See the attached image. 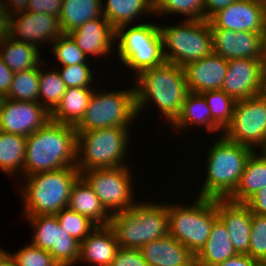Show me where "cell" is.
Wrapping results in <instances>:
<instances>
[{
	"instance_id": "9",
	"label": "cell",
	"mask_w": 266,
	"mask_h": 266,
	"mask_svg": "<svg viewBox=\"0 0 266 266\" xmlns=\"http://www.w3.org/2000/svg\"><path fill=\"white\" fill-rule=\"evenodd\" d=\"M130 89V90H129ZM136 114L135 88L92 93L89 104L76 131H89L106 127H129Z\"/></svg>"
},
{
	"instance_id": "30",
	"label": "cell",
	"mask_w": 266,
	"mask_h": 266,
	"mask_svg": "<svg viewBox=\"0 0 266 266\" xmlns=\"http://www.w3.org/2000/svg\"><path fill=\"white\" fill-rule=\"evenodd\" d=\"M102 0H63L59 23L63 34H68L88 20L102 16Z\"/></svg>"
},
{
	"instance_id": "36",
	"label": "cell",
	"mask_w": 266,
	"mask_h": 266,
	"mask_svg": "<svg viewBox=\"0 0 266 266\" xmlns=\"http://www.w3.org/2000/svg\"><path fill=\"white\" fill-rule=\"evenodd\" d=\"M211 111L212 121L224 131L230 124L236 100L222 90L201 93Z\"/></svg>"
},
{
	"instance_id": "22",
	"label": "cell",
	"mask_w": 266,
	"mask_h": 266,
	"mask_svg": "<svg viewBox=\"0 0 266 266\" xmlns=\"http://www.w3.org/2000/svg\"><path fill=\"white\" fill-rule=\"evenodd\" d=\"M119 248L112 229L97 226L81 243L78 262L94 266H109Z\"/></svg>"
},
{
	"instance_id": "38",
	"label": "cell",
	"mask_w": 266,
	"mask_h": 266,
	"mask_svg": "<svg viewBox=\"0 0 266 266\" xmlns=\"http://www.w3.org/2000/svg\"><path fill=\"white\" fill-rule=\"evenodd\" d=\"M60 227L80 243L92 232L97 225L88 217L81 215L68 207L56 214Z\"/></svg>"
},
{
	"instance_id": "7",
	"label": "cell",
	"mask_w": 266,
	"mask_h": 266,
	"mask_svg": "<svg viewBox=\"0 0 266 266\" xmlns=\"http://www.w3.org/2000/svg\"><path fill=\"white\" fill-rule=\"evenodd\" d=\"M117 40L119 60L126 68L135 70L136 75L166 62L159 26L154 23L122 26L115 30Z\"/></svg>"
},
{
	"instance_id": "6",
	"label": "cell",
	"mask_w": 266,
	"mask_h": 266,
	"mask_svg": "<svg viewBox=\"0 0 266 266\" xmlns=\"http://www.w3.org/2000/svg\"><path fill=\"white\" fill-rule=\"evenodd\" d=\"M192 205L167 204L168 234L196 255L218 219L217 199L195 197ZM182 205V206H181Z\"/></svg>"
},
{
	"instance_id": "31",
	"label": "cell",
	"mask_w": 266,
	"mask_h": 266,
	"mask_svg": "<svg viewBox=\"0 0 266 266\" xmlns=\"http://www.w3.org/2000/svg\"><path fill=\"white\" fill-rule=\"evenodd\" d=\"M4 64L14 73L28 71L44 65L40 58L39 47L16 41L11 37L0 46Z\"/></svg>"
},
{
	"instance_id": "2",
	"label": "cell",
	"mask_w": 266,
	"mask_h": 266,
	"mask_svg": "<svg viewBox=\"0 0 266 266\" xmlns=\"http://www.w3.org/2000/svg\"><path fill=\"white\" fill-rule=\"evenodd\" d=\"M136 114L153 101L169 124L179 116L182 104L189 93L183 67L173 63L148 68L135 75Z\"/></svg>"
},
{
	"instance_id": "16",
	"label": "cell",
	"mask_w": 266,
	"mask_h": 266,
	"mask_svg": "<svg viewBox=\"0 0 266 266\" xmlns=\"http://www.w3.org/2000/svg\"><path fill=\"white\" fill-rule=\"evenodd\" d=\"M208 22L211 28L262 33L266 16L258 0H237L213 14Z\"/></svg>"
},
{
	"instance_id": "54",
	"label": "cell",
	"mask_w": 266,
	"mask_h": 266,
	"mask_svg": "<svg viewBox=\"0 0 266 266\" xmlns=\"http://www.w3.org/2000/svg\"><path fill=\"white\" fill-rule=\"evenodd\" d=\"M259 4L263 7L265 16H266V0H258Z\"/></svg>"
},
{
	"instance_id": "3",
	"label": "cell",
	"mask_w": 266,
	"mask_h": 266,
	"mask_svg": "<svg viewBox=\"0 0 266 266\" xmlns=\"http://www.w3.org/2000/svg\"><path fill=\"white\" fill-rule=\"evenodd\" d=\"M253 152L221 135L208 151L206 178L198 197L227 199L235 191Z\"/></svg>"
},
{
	"instance_id": "13",
	"label": "cell",
	"mask_w": 266,
	"mask_h": 266,
	"mask_svg": "<svg viewBox=\"0 0 266 266\" xmlns=\"http://www.w3.org/2000/svg\"><path fill=\"white\" fill-rule=\"evenodd\" d=\"M50 112L39 102L0 98V130L24 137L41 129Z\"/></svg>"
},
{
	"instance_id": "51",
	"label": "cell",
	"mask_w": 266,
	"mask_h": 266,
	"mask_svg": "<svg viewBox=\"0 0 266 266\" xmlns=\"http://www.w3.org/2000/svg\"><path fill=\"white\" fill-rule=\"evenodd\" d=\"M0 266H16V263L10 253L0 248Z\"/></svg>"
},
{
	"instance_id": "46",
	"label": "cell",
	"mask_w": 266,
	"mask_h": 266,
	"mask_svg": "<svg viewBox=\"0 0 266 266\" xmlns=\"http://www.w3.org/2000/svg\"><path fill=\"white\" fill-rule=\"evenodd\" d=\"M245 205L252 213L266 215V187L253 195Z\"/></svg>"
},
{
	"instance_id": "40",
	"label": "cell",
	"mask_w": 266,
	"mask_h": 266,
	"mask_svg": "<svg viewBox=\"0 0 266 266\" xmlns=\"http://www.w3.org/2000/svg\"><path fill=\"white\" fill-rule=\"evenodd\" d=\"M248 255L259 262L266 259V215L252 213Z\"/></svg>"
},
{
	"instance_id": "28",
	"label": "cell",
	"mask_w": 266,
	"mask_h": 266,
	"mask_svg": "<svg viewBox=\"0 0 266 266\" xmlns=\"http://www.w3.org/2000/svg\"><path fill=\"white\" fill-rule=\"evenodd\" d=\"M130 211L141 221L143 245L168 234L167 204L137 202Z\"/></svg>"
},
{
	"instance_id": "35",
	"label": "cell",
	"mask_w": 266,
	"mask_h": 266,
	"mask_svg": "<svg viewBox=\"0 0 266 266\" xmlns=\"http://www.w3.org/2000/svg\"><path fill=\"white\" fill-rule=\"evenodd\" d=\"M4 98L39 102V67L15 72L9 92Z\"/></svg>"
},
{
	"instance_id": "42",
	"label": "cell",
	"mask_w": 266,
	"mask_h": 266,
	"mask_svg": "<svg viewBox=\"0 0 266 266\" xmlns=\"http://www.w3.org/2000/svg\"><path fill=\"white\" fill-rule=\"evenodd\" d=\"M88 64H76L71 66H62L61 70H58L60 76L67 88L79 87V88H91L90 84L93 83V71L91 72Z\"/></svg>"
},
{
	"instance_id": "52",
	"label": "cell",
	"mask_w": 266,
	"mask_h": 266,
	"mask_svg": "<svg viewBox=\"0 0 266 266\" xmlns=\"http://www.w3.org/2000/svg\"><path fill=\"white\" fill-rule=\"evenodd\" d=\"M261 61L263 64V67H266V23L264 30L262 32V56Z\"/></svg>"
},
{
	"instance_id": "24",
	"label": "cell",
	"mask_w": 266,
	"mask_h": 266,
	"mask_svg": "<svg viewBox=\"0 0 266 266\" xmlns=\"http://www.w3.org/2000/svg\"><path fill=\"white\" fill-rule=\"evenodd\" d=\"M67 207L88 217L97 226H107L111 218V214L104 208L93 189L81 176L72 187Z\"/></svg>"
},
{
	"instance_id": "23",
	"label": "cell",
	"mask_w": 266,
	"mask_h": 266,
	"mask_svg": "<svg viewBox=\"0 0 266 266\" xmlns=\"http://www.w3.org/2000/svg\"><path fill=\"white\" fill-rule=\"evenodd\" d=\"M257 153V154H256ZM266 187V151H254L248 158L245 169L229 201L245 204L259 190Z\"/></svg>"
},
{
	"instance_id": "37",
	"label": "cell",
	"mask_w": 266,
	"mask_h": 266,
	"mask_svg": "<svg viewBox=\"0 0 266 266\" xmlns=\"http://www.w3.org/2000/svg\"><path fill=\"white\" fill-rule=\"evenodd\" d=\"M181 14L187 20H204V0H154V14Z\"/></svg>"
},
{
	"instance_id": "48",
	"label": "cell",
	"mask_w": 266,
	"mask_h": 266,
	"mask_svg": "<svg viewBox=\"0 0 266 266\" xmlns=\"http://www.w3.org/2000/svg\"><path fill=\"white\" fill-rule=\"evenodd\" d=\"M216 266H260V262L248 254H237Z\"/></svg>"
},
{
	"instance_id": "53",
	"label": "cell",
	"mask_w": 266,
	"mask_h": 266,
	"mask_svg": "<svg viewBox=\"0 0 266 266\" xmlns=\"http://www.w3.org/2000/svg\"><path fill=\"white\" fill-rule=\"evenodd\" d=\"M261 94L266 97V67H263V78H262V92Z\"/></svg>"
},
{
	"instance_id": "19",
	"label": "cell",
	"mask_w": 266,
	"mask_h": 266,
	"mask_svg": "<svg viewBox=\"0 0 266 266\" xmlns=\"http://www.w3.org/2000/svg\"><path fill=\"white\" fill-rule=\"evenodd\" d=\"M68 35L86 55L107 56L115 44V30L102 15L100 18L88 20L75 28Z\"/></svg>"
},
{
	"instance_id": "21",
	"label": "cell",
	"mask_w": 266,
	"mask_h": 266,
	"mask_svg": "<svg viewBox=\"0 0 266 266\" xmlns=\"http://www.w3.org/2000/svg\"><path fill=\"white\" fill-rule=\"evenodd\" d=\"M139 250L149 266H196L195 255L169 234Z\"/></svg>"
},
{
	"instance_id": "10",
	"label": "cell",
	"mask_w": 266,
	"mask_h": 266,
	"mask_svg": "<svg viewBox=\"0 0 266 266\" xmlns=\"http://www.w3.org/2000/svg\"><path fill=\"white\" fill-rule=\"evenodd\" d=\"M222 132L227 139L254 151H266V97L259 94L236 101L232 120Z\"/></svg>"
},
{
	"instance_id": "41",
	"label": "cell",
	"mask_w": 266,
	"mask_h": 266,
	"mask_svg": "<svg viewBox=\"0 0 266 266\" xmlns=\"http://www.w3.org/2000/svg\"><path fill=\"white\" fill-rule=\"evenodd\" d=\"M10 255L16 266H60L49 251L37 248L32 243Z\"/></svg>"
},
{
	"instance_id": "26",
	"label": "cell",
	"mask_w": 266,
	"mask_h": 266,
	"mask_svg": "<svg viewBox=\"0 0 266 266\" xmlns=\"http://www.w3.org/2000/svg\"><path fill=\"white\" fill-rule=\"evenodd\" d=\"M204 125L208 132L221 130L213 121L210 108L202 94L189 92L182 104V109L176 120L170 125L172 128L181 131L187 127Z\"/></svg>"
},
{
	"instance_id": "33",
	"label": "cell",
	"mask_w": 266,
	"mask_h": 266,
	"mask_svg": "<svg viewBox=\"0 0 266 266\" xmlns=\"http://www.w3.org/2000/svg\"><path fill=\"white\" fill-rule=\"evenodd\" d=\"M108 226L119 247L140 249L143 246L142 223L130 210L111 214Z\"/></svg>"
},
{
	"instance_id": "47",
	"label": "cell",
	"mask_w": 266,
	"mask_h": 266,
	"mask_svg": "<svg viewBox=\"0 0 266 266\" xmlns=\"http://www.w3.org/2000/svg\"><path fill=\"white\" fill-rule=\"evenodd\" d=\"M14 72L4 64L0 54V98H4L10 89Z\"/></svg>"
},
{
	"instance_id": "20",
	"label": "cell",
	"mask_w": 266,
	"mask_h": 266,
	"mask_svg": "<svg viewBox=\"0 0 266 266\" xmlns=\"http://www.w3.org/2000/svg\"><path fill=\"white\" fill-rule=\"evenodd\" d=\"M217 215L227 228L230 241L238 254H248L252 212L245 204L217 199Z\"/></svg>"
},
{
	"instance_id": "43",
	"label": "cell",
	"mask_w": 266,
	"mask_h": 266,
	"mask_svg": "<svg viewBox=\"0 0 266 266\" xmlns=\"http://www.w3.org/2000/svg\"><path fill=\"white\" fill-rule=\"evenodd\" d=\"M109 266H149L139 249L119 247Z\"/></svg>"
},
{
	"instance_id": "34",
	"label": "cell",
	"mask_w": 266,
	"mask_h": 266,
	"mask_svg": "<svg viewBox=\"0 0 266 266\" xmlns=\"http://www.w3.org/2000/svg\"><path fill=\"white\" fill-rule=\"evenodd\" d=\"M40 67L42 66H39V103L51 113L60 103L67 86L58 70L45 72Z\"/></svg>"
},
{
	"instance_id": "27",
	"label": "cell",
	"mask_w": 266,
	"mask_h": 266,
	"mask_svg": "<svg viewBox=\"0 0 266 266\" xmlns=\"http://www.w3.org/2000/svg\"><path fill=\"white\" fill-rule=\"evenodd\" d=\"M94 89L67 88L60 103L50 113V120L76 126L83 118Z\"/></svg>"
},
{
	"instance_id": "39",
	"label": "cell",
	"mask_w": 266,
	"mask_h": 266,
	"mask_svg": "<svg viewBox=\"0 0 266 266\" xmlns=\"http://www.w3.org/2000/svg\"><path fill=\"white\" fill-rule=\"evenodd\" d=\"M51 50L61 66L88 63V56L81 51L68 34H62L55 40L52 43Z\"/></svg>"
},
{
	"instance_id": "4",
	"label": "cell",
	"mask_w": 266,
	"mask_h": 266,
	"mask_svg": "<svg viewBox=\"0 0 266 266\" xmlns=\"http://www.w3.org/2000/svg\"><path fill=\"white\" fill-rule=\"evenodd\" d=\"M80 177L76 166L25 176L21 190L24 216L56 215L68 206L72 187Z\"/></svg>"
},
{
	"instance_id": "44",
	"label": "cell",
	"mask_w": 266,
	"mask_h": 266,
	"mask_svg": "<svg viewBox=\"0 0 266 266\" xmlns=\"http://www.w3.org/2000/svg\"><path fill=\"white\" fill-rule=\"evenodd\" d=\"M63 0H29L26 11L46 13L59 18Z\"/></svg>"
},
{
	"instance_id": "45",
	"label": "cell",
	"mask_w": 266,
	"mask_h": 266,
	"mask_svg": "<svg viewBox=\"0 0 266 266\" xmlns=\"http://www.w3.org/2000/svg\"><path fill=\"white\" fill-rule=\"evenodd\" d=\"M0 0V46L11 36V19L10 12Z\"/></svg>"
},
{
	"instance_id": "8",
	"label": "cell",
	"mask_w": 266,
	"mask_h": 266,
	"mask_svg": "<svg viewBox=\"0 0 266 266\" xmlns=\"http://www.w3.org/2000/svg\"><path fill=\"white\" fill-rule=\"evenodd\" d=\"M182 22L181 25H159L165 61L180 67L213 53L208 20L185 19Z\"/></svg>"
},
{
	"instance_id": "5",
	"label": "cell",
	"mask_w": 266,
	"mask_h": 266,
	"mask_svg": "<svg viewBox=\"0 0 266 266\" xmlns=\"http://www.w3.org/2000/svg\"><path fill=\"white\" fill-rule=\"evenodd\" d=\"M129 129L106 127L77 131L76 167L79 171L126 166Z\"/></svg>"
},
{
	"instance_id": "49",
	"label": "cell",
	"mask_w": 266,
	"mask_h": 266,
	"mask_svg": "<svg viewBox=\"0 0 266 266\" xmlns=\"http://www.w3.org/2000/svg\"><path fill=\"white\" fill-rule=\"evenodd\" d=\"M237 0H204V19L208 20L217 11L226 8Z\"/></svg>"
},
{
	"instance_id": "29",
	"label": "cell",
	"mask_w": 266,
	"mask_h": 266,
	"mask_svg": "<svg viewBox=\"0 0 266 266\" xmlns=\"http://www.w3.org/2000/svg\"><path fill=\"white\" fill-rule=\"evenodd\" d=\"M154 14V0H107L102 15L114 30L133 24L142 14Z\"/></svg>"
},
{
	"instance_id": "50",
	"label": "cell",
	"mask_w": 266,
	"mask_h": 266,
	"mask_svg": "<svg viewBox=\"0 0 266 266\" xmlns=\"http://www.w3.org/2000/svg\"><path fill=\"white\" fill-rule=\"evenodd\" d=\"M2 3L10 12L12 11L13 13H16L26 10L29 0H7L6 2L4 1Z\"/></svg>"
},
{
	"instance_id": "12",
	"label": "cell",
	"mask_w": 266,
	"mask_h": 266,
	"mask_svg": "<svg viewBox=\"0 0 266 266\" xmlns=\"http://www.w3.org/2000/svg\"><path fill=\"white\" fill-rule=\"evenodd\" d=\"M33 226L32 244L49 251L60 266L77 265L80 254V242L60 227L56 215L25 216Z\"/></svg>"
},
{
	"instance_id": "11",
	"label": "cell",
	"mask_w": 266,
	"mask_h": 266,
	"mask_svg": "<svg viewBox=\"0 0 266 266\" xmlns=\"http://www.w3.org/2000/svg\"><path fill=\"white\" fill-rule=\"evenodd\" d=\"M80 176L93 189L110 214L128 211L136 204L133 201V181L131 182L128 165L80 171Z\"/></svg>"
},
{
	"instance_id": "18",
	"label": "cell",
	"mask_w": 266,
	"mask_h": 266,
	"mask_svg": "<svg viewBox=\"0 0 266 266\" xmlns=\"http://www.w3.org/2000/svg\"><path fill=\"white\" fill-rule=\"evenodd\" d=\"M189 92L220 90L228 71V60L215 53L187 63L184 67Z\"/></svg>"
},
{
	"instance_id": "32",
	"label": "cell",
	"mask_w": 266,
	"mask_h": 266,
	"mask_svg": "<svg viewBox=\"0 0 266 266\" xmlns=\"http://www.w3.org/2000/svg\"><path fill=\"white\" fill-rule=\"evenodd\" d=\"M26 139L27 137L0 130V170L6 175L23 173Z\"/></svg>"
},
{
	"instance_id": "15",
	"label": "cell",
	"mask_w": 266,
	"mask_h": 266,
	"mask_svg": "<svg viewBox=\"0 0 266 266\" xmlns=\"http://www.w3.org/2000/svg\"><path fill=\"white\" fill-rule=\"evenodd\" d=\"M262 78L261 59H231L220 90L236 101L247 99L261 94Z\"/></svg>"
},
{
	"instance_id": "25",
	"label": "cell",
	"mask_w": 266,
	"mask_h": 266,
	"mask_svg": "<svg viewBox=\"0 0 266 266\" xmlns=\"http://www.w3.org/2000/svg\"><path fill=\"white\" fill-rule=\"evenodd\" d=\"M224 223L218 218L205 245L195 255L196 266H216L237 255Z\"/></svg>"
},
{
	"instance_id": "1",
	"label": "cell",
	"mask_w": 266,
	"mask_h": 266,
	"mask_svg": "<svg viewBox=\"0 0 266 266\" xmlns=\"http://www.w3.org/2000/svg\"><path fill=\"white\" fill-rule=\"evenodd\" d=\"M77 163L75 126L49 120L27 136L23 177L53 171Z\"/></svg>"
},
{
	"instance_id": "55",
	"label": "cell",
	"mask_w": 266,
	"mask_h": 266,
	"mask_svg": "<svg viewBox=\"0 0 266 266\" xmlns=\"http://www.w3.org/2000/svg\"><path fill=\"white\" fill-rule=\"evenodd\" d=\"M260 266H266V259H263L262 261H260Z\"/></svg>"
},
{
	"instance_id": "14",
	"label": "cell",
	"mask_w": 266,
	"mask_h": 266,
	"mask_svg": "<svg viewBox=\"0 0 266 266\" xmlns=\"http://www.w3.org/2000/svg\"><path fill=\"white\" fill-rule=\"evenodd\" d=\"M62 34L59 18L53 15L26 10L12 14L10 37L16 41L39 47L38 43L52 44Z\"/></svg>"
},
{
	"instance_id": "17",
	"label": "cell",
	"mask_w": 266,
	"mask_h": 266,
	"mask_svg": "<svg viewBox=\"0 0 266 266\" xmlns=\"http://www.w3.org/2000/svg\"><path fill=\"white\" fill-rule=\"evenodd\" d=\"M213 53L226 60L261 59L262 33L211 28Z\"/></svg>"
}]
</instances>
